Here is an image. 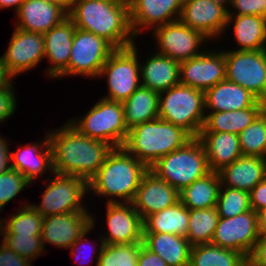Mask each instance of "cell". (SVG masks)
<instances>
[{
  "instance_id": "obj_1",
  "label": "cell",
  "mask_w": 266,
  "mask_h": 266,
  "mask_svg": "<svg viewBox=\"0 0 266 266\" xmlns=\"http://www.w3.org/2000/svg\"><path fill=\"white\" fill-rule=\"evenodd\" d=\"M54 173L89 181L114 148L105 141L81 134L68 121L48 131Z\"/></svg>"
},
{
  "instance_id": "obj_2",
  "label": "cell",
  "mask_w": 266,
  "mask_h": 266,
  "mask_svg": "<svg viewBox=\"0 0 266 266\" xmlns=\"http://www.w3.org/2000/svg\"><path fill=\"white\" fill-rule=\"evenodd\" d=\"M68 18L76 28L104 38L115 49L127 48L135 43L129 2L74 0Z\"/></svg>"
},
{
  "instance_id": "obj_3",
  "label": "cell",
  "mask_w": 266,
  "mask_h": 266,
  "mask_svg": "<svg viewBox=\"0 0 266 266\" xmlns=\"http://www.w3.org/2000/svg\"><path fill=\"white\" fill-rule=\"evenodd\" d=\"M149 168L123 147L113 148L98 172L88 181L96 197H106L108 203H131L143 176ZM118 200V201H117Z\"/></svg>"
},
{
  "instance_id": "obj_4",
  "label": "cell",
  "mask_w": 266,
  "mask_h": 266,
  "mask_svg": "<svg viewBox=\"0 0 266 266\" xmlns=\"http://www.w3.org/2000/svg\"><path fill=\"white\" fill-rule=\"evenodd\" d=\"M192 138L184 129L158 118L129 129L122 147L150 168L159 158L184 146Z\"/></svg>"
},
{
  "instance_id": "obj_5",
  "label": "cell",
  "mask_w": 266,
  "mask_h": 266,
  "mask_svg": "<svg viewBox=\"0 0 266 266\" xmlns=\"http://www.w3.org/2000/svg\"><path fill=\"white\" fill-rule=\"evenodd\" d=\"M149 170L178 192L211 172L205 150L197 137L159 158Z\"/></svg>"
},
{
  "instance_id": "obj_6",
  "label": "cell",
  "mask_w": 266,
  "mask_h": 266,
  "mask_svg": "<svg viewBox=\"0 0 266 266\" xmlns=\"http://www.w3.org/2000/svg\"><path fill=\"white\" fill-rule=\"evenodd\" d=\"M205 92L178 84L159 93V118L198 137L205 116Z\"/></svg>"
},
{
  "instance_id": "obj_7",
  "label": "cell",
  "mask_w": 266,
  "mask_h": 266,
  "mask_svg": "<svg viewBox=\"0 0 266 266\" xmlns=\"http://www.w3.org/2000/svg\"><path fill=\"white\" fill-rule=\"evenodd\" d=\"M68 122L81 134L105 141L114 148L122 147L128 135L122 102L103 97L85 116L71 118Z\"/></svg>"
},
{
  "instance_id": "obj_8",
  "label": "cell",
  "mask_w": 266,
  "mask_h": 266,
  "mask_svg": "<svg viewBox=\"0 0 266 266\" xmlns=\"http://www.w3.org/2000/svg\"><path fill=\"white\" fill-rule=\"evenodd\" d=\"M52 177L48 179L40 205L30 204L43 218L69 212H89L83 202L89 191L86 179L57 173Z\"/></svg>"
},
{
  "instance_id": "obj_9",
  "label": "cell",
  "mask_w": 266,
  "mask_h": 266,
  "mask_svg": "<svg viewBox=\"0 0 266 266\" xmlns=\"http://www.w3.org/2000/svg\"><path fill=\"white\" fill-rule=\"evenodd\" d=\"M138 46L115 49L103 65L98 78H107L108 95L103 98L124 102L141 85Z\"/></svg>"
},
{
  "instance_id": "obj_10",
  "label": "cell",
  "mask_w": 266,
  "mask_h": 266,
  "mask_svg": "<svg viewBox=\"0 0 266 266\" xmlns=\"http://www.w3.org/2000/svg\"><path fill=\"white\" fill-rule=\"evenodd\" d=\"M114 50L104 38L76 28L68 67L57 78L70 75L98 78L103 65Z\"/></svg>"
},
{
  "instance_id": "obj_11",
  "label": "cell",
  "mask_w": 266,
  "mask_h": 266,
  "mask_svg": "<svg viewBox=\"0 0 266 266\" xmlns=\"http://www.w3.org/2000/svg\"><path fill=\"white\" fill-rule=\"evenodd\" d=\"M226 79L250 91L266 103V66L264 49L252 51H223Z\"/></svg>"
},
{
  "instance_id": "obj_12",
  "label": "cell",
  "mask_w": 266,
  "mask_h": 266,
  "mask_svg": "<svg viewBox=\"0 0 266 266\" xmlns=\"http://www.w3.org/2000/svg\"><path fill=\"white\" fill-rule=\"evenodd\" d=\"M154 39L157 40V53L166 55L171 59L183 62L201 54L209 39L201 32L193 30L184 25L180 20H176L165 25L154 28ZM201 50H200V49Z\"/></svg>"
},
{
  "instance_id": "obj_13",
  "label": "cell",
  "mask_w": 266,
  "mask_h": 266,
  "mask_svg": "<svg viewBox=\"0 0 266 266\" xmlns=\"http://www.w3.org/2000/svg\"><path fill=\"white\" fill-rule=\"evenodd\" d=\"M7 50L0 56L7 75H17L36 67L45 57L44 35L14 28Z\"/></svg>"
},
{
  "instance_id": "obj_14",
  "label": "cell",
  "mask_w": 266,
  "mask_h": 266,
  "mask_svg": "<svg viewBox=\"0 0 266 266\" xmlns=\"http://www.w3.org/2000/svg\"><path fill=\"white\" fill-rule=\"evenodd\" d=\"M259 237L257 212L251 209L234 217H219L211 243L248 258Z\"/></svg>"
},
{
  "instance_id": "obj_15",
  "label": "cell",
  "mask_w": 266,
  "mask_h": 266,
  "mask_svg": "<svg viewBox=\"0 0 266 266\" xmlns=\"http://www.w3.org/2000/svg\"><path fill=\"white\" fill-rule=\"evenodd\" d=\"M180 84L206 91L226 79L225 54L206 50L180 63Z\"/></svg>"
},
{
  "instance_id": "obj_16",
  "label": "cell",
  "mask_w": 266,
  "mask_h": 266,
  "mask_svg": "<svg viewBox=\"0 0 266 266\" xmlns=\"http://www.w3.org/2000/svg\"><path fill=\"white\" fill-rule=\"evenodd\" d=\"M106 204V227L108 228V233L105 232L101 236L103 243L113 245L142 242L143 219L132 203L106 202Z\"/></svg>"
},
{
  "instance_id": "obj_17",
  "label": "cell",
  "mask_w": 266,
  "mask_h": 266,
  "mask_svg": "<svg viewBox=\"0 0 266 266\" xmlns=\"http://www.w3.org/2000/svg\"><path fill=\"white\" fill-rule=\"evenodd\" d=\"M227 18V9L212 0H183L179 20L212 41L227 30Z\"/></svg>"
},
{
  "instance_id": "obj_18",
  "label": "cell",
  "mask_w": 266,
  "mask_h": 266,
  "mask_svg": "<svg viewBox=\"0 0 266 266\" xmlns=\"http://www.w3.org/2000/svg\"><path fill=\"white\" fill-rule=\"evenodd\" d=\"M128 2L131 29L136 38L140 31L153 30L179 20L183 5V0H128Z\"/></svg>"
},
{
  "instance_id": "obj_19",
  "label": "cell",
  "mask_w": 266,
  "mask_h": 266,
  "mask_svg": "<svg viewBox=\"0 0 266 266\" xmlns=\"http://www.w3.org/2000/svg\"><path fill=\"white\" fill-rule=\"evenodd\" d=\"M92 213L69 212L43 218L41 238L58 248H70L92 226Z\"/></svg>"
},
{
  "instance_id": "obj_20",
  "label": "cell",
  "mask_w": 266,
  "mask_h": 266,
  "mask_svg": "<svg viewBox=\"0 0 266 266\" xmlns=\"http://www.w3.org/2000/svg\"><path fill=\"white\" fill-rule=\"evenodd\" d=\"M179 200V192L149 170L143 176L131 203L144 221L149 215L160 212Z\"/></svg>"
},
{
  "instance_id": "obj_21",
  "label": "cell",
  "mask_w": 266,
  "mask_h": 266,
  "mask_svg": "<svg viewBox=\"0 0 266 266\" xmlns=\"http://www.w3.org/2000/svg\"><path fill=\"white\" fill-rule=\"evenodd\" d=\"M46 133L38 143H27L10 152L11 168L23 174L31 184L34 180L41 179L40 176L43 177L42 174L45 175L47 171L54 173L48 131Z\"/></svg>"
},
{
  "instance_id": "obj_22",
  "label": "cell",
  "mask_w": 266,
  "mask_h": 266,
  "mask_svg": "<svg viewBox=\"0 0 266 266\" xmlns=\"http://www.w3.org/2000/svg\"><path fill=\"white\" fill-rule=\"evenodd\" d=\"M15 13L18 19L16 28L41 34L68 18V13L61 6L44 0H25Z\"/></svg>"
},
{
  "instance_id": "obj_23",
  "label": "cell",
  "mask_w": 266,
  "mask_h": 266,
  "mask_svg": "<svg viewBox=\"0 0 266 266\" xmlns=\"http://www.w3.org/2000/svg\"><path fill=\"white\" fill-rule=\"evenodd\" d=\"M75 25L66 18L61 24L44 33V59L51 63L46 69L48 78H57L67 67L75 33Z\"/></svg>"
},
{
  "instance_id": "obj_24",
  "label": "cell",
  "mask_w": 266,
  "mask_h": 266,
  "mask_svg": "<svg viewBox=\"0 0 266 266\" xmlns=\"http://www.w3.org/2000/svg\"><path fill=\"white\" fill-rule=\"evenodd\" d=\"M218 173L221 186L250 192L266 178V158L242 155Z\"/></svg>"
},
{
  "instance_id": "obj_25",
  "label": "cell",
  "mask_w": 266,
  "mask_h": 266,
  "mask_svg": "<svg viewBox=\"0 0 266 266\" xmlns=\"http://www.w3.org/2000/svg\"><path fill=\"white\" fill-rule=\"evenodd\" d=\"M155 52L144 64L140 63V82L141 86L161 93L180 84V62Z\"/></svg>"
},
{
  "instance_id": "obj_26",
  "label": "cell",
  "mask_w": 266,
  "mask_h": 266,
  "mask_svg": "<svg viewBox=\"0 0 266 266\" xmlns=\"http://www.w3.org/2000/svg\"><path fill=\"white\" fill-rule=\"evenodd\" d=\"M258 101L250 91L227 79L205 91V109L209 112L246 109Z\"/></svg>"
},
{
  "instance_id": "obj_27",
  "label": "cell",
  "mask_w": 266,
  "mask_h": 266,
  "mask_svg": "<svg viewBox=\"0 0 266 266\" xmlns=\"http://www.w3.org/2000/svg\"><path fill=\"white\" fill-rule=\"evenodd\" d=\"M197 138L203 145L211 171L218 172L243 155L237 134L199 132Z\"/></svg>"
},
{
  "instance_id": "obj_28",
  "label": "cell",
  "mask_w": 266,
  "mask_h": 266,
  "mask_svg": "<svg viewBox=\"0 0 266 266\" xmlns=\"http://www.w3.org/2000/svg\"><path fill=\"white\" fill-rule=\"evenodd\" d=\"M142 242L168 266H189L192 245L186 237L169 233H143Z\"/></svg>"
},
{
  "instance_id": "obj_29",
  "label": "cell",
  "mask_w": 266,
  "mask_h": 266,
  "mask_svg": "<svg viewBox=\"0 0 266 266\" xmlns=\"http://www.w3.org/2000/svg\"><path fill=\"white\" fill-rule=\"evenodd\" d=\"M265 109L266 103L259 100L254 106L246 109L206 112L204 125L200 132H229L239 135Z\"/></svg>"
},
{
  "instance_id": "obj_30",
  "label": "cell",
  "mask_w": 266,
  "mask_h": 266,
  "mask_svg": "<svg viewBox=\"0 0 266 266\" xmlns=\"http://www.w3.org/2000/svg\"><path fill=\"white\" fill-rule=\"evenodd\" d=\"M230 24L233 25L237 51L266 48V18L255 15H228L227 28Z\"/></svg>"
},
{
  "instance_id": "obj_31",
  "label": "cell",
  "mask_w": 266,
  "mask_h": 266,
  "mask_svg": "<svg viewBox=\"0 0 266 266\" xmlns=\"http://www.w3.org/2000/svg\"><path fill=\"white\" fill-rule=\"evenodd\" d=\"M122 105L128 130L159 118V93L147 87L140 85Z\"/></svg>"
},
{
  "instance_id": "obj_32",
  "label": "cell",
  "mask_w": 266,
  "mask_h": 266,
  "mask_svg": "<svg viewBox=\"0 0 266 266\" xmlns=\"http://www.w3.org/2000/svg\"><path fill=\"white\" fill-rule=\"evenodd\" d=\"M220 188L219 173L211 171L180 191L179 198L189 210L216 207Z\"/></svg>"
},
{
  "instance_id": "obj_33",
  "label": "cell",
  "mask_w": 266,
  "mask_h": 266,
  "mask_svg": "<svg viewBox=\"0 0 266 266\" xmlns=\"http://www.w3.org/2000/svg\"><path fill=\"white\" fill-rule=\"evenodd\" d=\"M143 233H169L187 236L189 209L179 200L160 212L149 215L144 221Z\"/></svg>"
},
{
  "instance_id": "obj_34",
  "label": "cell",
  "mask_w": 266,
  "mask_h": 266,
  "mask_svg": "<svg viewBox=\"0 0 266 266\" xmlns=\"http://www.w3.org/2000/svg\"><path fill=\"white\" fill-rule=\"evenodd\" d=\"M246 263L242 253L206 243L192 246L189 266H244Z\"/></svg>"
},
{
  "instance_id": "obj_35",
  "label": "cell",
  "mask_w": 266,
  "mask_h": 266,
  "mask_svg": "<svg viewBox=\"0 0 266 266\" xmlns=\"http://www.w3.org/2000/svg\"><path fill=\"white\" fill-rule=\"evenodd\" d=\"M219 214L216 207L189 210V224L186 238L192 246L211 243Z\"/></svg>"
},
{
  "instance_id": "obj_36",
  "label": "cell",
  "mask_w": 266,
  "mask_h": 266,
  "mask_svg": "<svg viewBox=\"0 0 266 266\" xmlns=\"http://www.w3.org/2000/svg\"><path fill=\"white\" fill-rule=\"evenodd\" d=\"M22 205L9 219L3 220V234L41 235L43 217L30 203Z\"/></svg>"
},
{
  "instance_id": "obj_37",
  "label": "cell",
  "mask_w": 266,
  "mask_h": 266,
  "mask_svg": "<svg viewBox=\"0 0 266 266\" xmlns=\"http://www.w3.org/2000/svg\"><path fill=\"white\" fill-rule=\"evenodd\" d=\"M238 137L244 156L266 158V109Z\"/></svg>"
},
{
  "instance_id": "obj_38",
  "label": "cell",
  "mask_w": 266,
  "mask_h": 266,
  "mask_svg": "<svg viewBox=\"0 0 266 266\" xmlns=\"http://www.w3.org/2000/svg\"><path fill=\"white\" fill-rule=\"evenodd\" d=\"M143 242L130 244H103L96 266H137Z\"/></svg>"
},
{
  "instance_id": "obj_39",
  "label": "cell",
  "mask_w": 266,
  "mask_h": 266,
  "mask_svg": "<svg viewBox=\"0 0 266 266\" xmlns=\"http://www.w3.org/2000/svg\"><path fill=\"white\" fill-rule=\"evenodd\" d=\"M221 218H230L251 210L250 193L236 188L221 186L216 203Z\"/></svg>"
},
{
  "instance_id": "obj_40",
  "label": "cell",
  "mask_w": 266,
  "mask_h": 266,
  "mask_svg": "<svg viewBox=\"0 0 266 266\" xmlns=\"http://www.w3.org/2000/svg\"><path fill=\"white\" fill-rule=\"evenodd\" d=\"M1 241L14 253L30 261L43 255L46 250L41 235L3 234Z\"/></svg>"
},
{
  "instance_id": "obj_41",
  "label": "cell",
  "mask_w": 266,
  "mask_h": 266,
  "mask_svg": "<svg viewBox=\"0 0 266 266\" xmlns=\"http://www.w3.org/2000/svg\"><path fill=\"white\" fill-rule=\"evenodd\" d=\"M30 184L23 174L13 168L0 174V213L6 204Z\"/></svg>"
},
{
  "instance_id": "obj_42",
  "label": "cell",
  "mask_w": 266,
  "mask_h": 266,
  "mask_svg": "<svg viewBox=\"0 0 266 266\" xmlns=\"http://www.w3.org/2000/svg\"><path fill=\"white\" fill-rule=\"evenodd\" d=\"M95 217L94 216H92V226L87 230V231H85L73 244H72V246L70 247V251H71V255H72V257L74 258V259H76L75 261H77V262H79L78 260H82L83 258L86 260V258L87 257H84L85 255L86 256H88L89 254H87L86 252H87V250H86V254L84 253V251L83 250H85V249H87L88 248V250L89 251H91L90 253H91V255H89V257H94L95 256V258L97 259V262H98V258H99V256H100V253H101V250H102V246H103V240H102V237H100L99 235H98V237H99V241H100V245H99V249L98 248H95V245L92 247V245L90 246V242L91 241H88L87 239H88V236H86L87 234H89V232L91 233V231H93V229H94V226H96L95 225ZM87 237V238H86ZM87 241H88V246L87 245H85L86 243H87ZM85 243V244H84ZM84 249H83V248ZM85 247H87V248H85ZM81 249H83V250H81ZM98 249V250H97ZM80 250V251H79ZM97 250V251H96ZM98 252V253H97ZM81 253H83V254H81ZM97 256V257H96ZM78 258V259H77ZM90 259V258H89Z\"/></svg>"
},
{
  "instance_id": "obj_43",
  "label": "cell",
  "mask_w": 266,
  "mask_h": 266,
  "mask_svg": "<svg viewBox=\"0 0 266 266\" xmlns=\"http://www.w3.org/2000/svg\"><path fill=\"white\" fill-rule=\"evenodd\" d=\"M227 10L228 15H255L266 18V0H231Z\"/></svg>"
},
{
  "instance_id": "obj_44",
  "label": "cell",
  "mask_w": 266,
  "mask_h": 266,
  "mask_svg": "<svg viewBox=\"0 0 266 266\" xmlns=\"http://www.w3.org/2000/svg\"><path fill=\"white\" fill-rule=\"evenodd\" d=\"M12 79L0 88V123L13 116L16 111V94L14 93Z\"/></svg>"
},
{
  "instance_id": "obj_45",
  "label": "cell",
  "mask_w": 266,
  "mask_h": 266,
  "mask_svg": "<svg viewBox=\"0 0 266 266\" xmlns=\"http://www.w3.org/2000/svg\"><path fill=\"white\" fill-rule=\"evenodd\" d=\"M32 262L14 253L3 242L0 243V266H32Z\"/></svg>"
},
{
  "instance_id": "obj_46",
  "label": "cell",
  "mask_w": 266,
  "mask_h": 266,
  "mask_svg": "<svg viewBox=\"0 0 266 266\" xmlns=\"http://www.w3.org/2000/svg\"><path fill=\"white\" fill-rule=\"evenodd\" d=\"M247 262L251 266H266V236H260L256 241Z\"/></svg>"
},
{
  "instance_id": "obj_47",
  "label": "cell",
  "mask_w": 266,
  "mask_h": 266,
  "mask_svg": "<svg viewBox=\"0 0 266 266\" xmlns=\"http://www.w3.org/2000/svg\"><path fill=\"white\" fill-rule=\"evenodd\" d=\"M249 193L251 208L255 212L266 208V178L260 181Z\"/></svg>"
},
{
  "instance_id": "obj_48",
  "label": "cell",
  "mask_w": 266,
  "mask_h": 266,
  "mask_svg": "<svg viewBox=\"0 0 266 266\" xmlns=\"http://www.w3.org/2000/svg\"><path fill=\"white\" fill-rule=\"evenodd\" d=\"M137 266H168L156 253L149 251L144 245L139 251Z\"/></svg>"
},
{
  "instance_id": "obj_49",
  "label": "cell",
  "mask_w": 266,
  "mask_h": 266,
  "mask_svg": "<svg viewBox=\"0 0 266 266\" xmlns=\"http://www.w3.org/2000/svg\"><path fill=\"white\" fill-rule=\"evenodd\" d=\"M8 145V141H6L5 137L3 138L2 135H0V174L11 168V164H9L11 150Z\"/></svg>"
},
{
  "instance_id": "obj_50",
  "label": "cell",
  "mask_w": 266,
  "mask_h": 266,
  "mask_svg": "<svg viewBox=\"0 0 266 266\" xmlns=\"http://www.w3.org/2000/svg\"><path fill=\"white\" fill-rule=\"evenodd\" d=\"M258 231L260 236H266V208L257 211Z\"/></svg>"
},
{
  "instance_id": "obj_51",
  "label": "cell",
  "mask_w": 266,
  "mask_h": 266,
  "mask_svg": "<svg viewBox=\"0 0 266 266\" xmlns=\"http://www.w3.org/2000/svg\"><path fill=\"white\" fill-rule=\"evenodd\" d=\"M24 1L25 0H0V9L6 10V8H13L15 13Z\"/></svg>"
},
{
  "instance_id": "obj_52",
  "label": "cell",
  "mask_w": 266,
  "mask_h": 266,
  "mask_svg": "<svg viewBox=\"0 0 266 266\" xmlns=\"http://www.w3.org/2000/svg\"><path fill=\"white\" fill-rule=\"evenodd\" d=\"M47 3L61 6L67 13H69L74 0H44Z\"/></svg>"
},
{
  "instance_id": "obj_53",
  "label": "cell",
  "mask_w": 266,
  "mask_h": 266,
  "mask_svg": "<svg viewBox=\"0 0 266 266\" xmlns=\"http://www.w3.org/2000/svg\"><path fill=\"white\" fill-rule=\"evenodd\" d=\"M10 80L11 78L7 75L4 66L0 60V88L4 87Z\"/></svg>"
},
{
  "instance_id": "obj_54",
  "label": "cell",
  "mask_w": 266,
  "mask_h": 266,
  "mask_svg": "<svg viewBox=\"0 0 266 266\" xmlns=\"http://www.w3.org/2000/svg\"><path fill=\"white\" fill-rule=\"evenodd\" d=\"M215 3H218L220 5H222L223 7H225L227 10L229 9L228 5L230 4L231 0H212ZM227 3V4H226ZM226 5V6H225Z\"/></svg>"
},
{
  "instance_id": "obj_55",
  "label": "cell",
  "mask_w": 266,
  "mask_h": 266,
  "mask_svg": "<svg viewBox=\"0 0 266 266\" xmlns=\"http://www.w3.org/2000/svg\"><path fill=\"white\" fill-rule=\"evenodd\" d=\"M3 231H4V221L3 219L0 220V237L3 238Z\"/></svg>"
},
{
  "instance_id": "obj_56",
  "label": "cell",
  "mask_w": 266,
  "mask_h": 266,
  "mask_svg": "<svg viewBox=\"0 0 266 266\" xmlns=\"http://www.w3.org/2000/svg\"><path fill=\"white\" fill-rule=\"evenodd\" d=\"M93 1L128 2V0H93Z\"/></svg>"
},
{
  "instance_id": "obj_57",
  "label": "cell",
  "mask_w": 266,
  "mask_h": 266,
  "mask_svg": "<svg viewBox=\"0 0 266 266\" xmlns=\"http://www.w3.org/2000/svg\"><path fill=\"white\" fill-rule=\"evenodd\" d=\"M264 61H265V66H266V48L264 49Z\"/></svg>"
},
{
  "instance_id": "obj_58",
  "label": "cell",
  "mask_w": 266,
  "mask_h": 266,
  "mask_svg": "<svg viewBox=\"0 0 266 266\" xmlns=\"http://www.w3.org/2000/svg\"><path fill=\"white\" fill-rule=\"evenodd\" d=\"M244 266H251L248 262Z\"/></svg>"
}]
</instances>
